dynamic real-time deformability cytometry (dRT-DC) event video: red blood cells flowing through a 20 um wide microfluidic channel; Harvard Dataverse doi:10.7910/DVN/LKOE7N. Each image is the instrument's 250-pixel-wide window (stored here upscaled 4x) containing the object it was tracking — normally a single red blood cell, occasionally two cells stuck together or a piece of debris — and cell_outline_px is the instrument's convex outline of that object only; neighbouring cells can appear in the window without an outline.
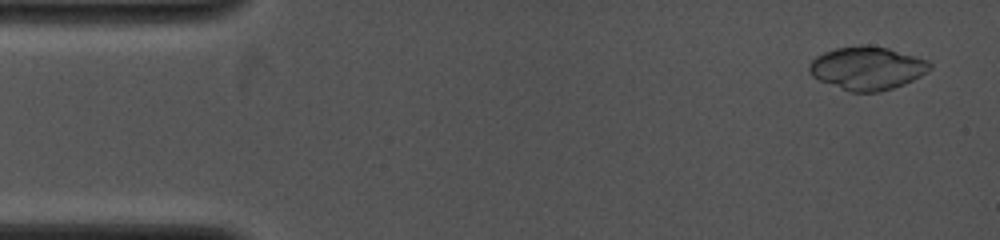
{"species": "common noctule bat (a hibernating species)", "species_latin": "Nyctalus noctula", "temperature_condition": "cold", "stored_images_in_passage": 13, "camera_frame_rate_fps": 4000, "um_per_image_px": 0.085, "animal": {"sex": "female", "body_mass_g": 19.0, "forearm_length_mm": 53.3}, "frame": {"image": 1, "passage_image": 2, "time_ms": 0.5, "image_size_px": [1000, 240], "cell_outline_px": [[932, 68], [928, 72], [904, 84], [880, 92], [848, 92], [820, 80], [812, 76], [808, 72], [808, 64], [816, 56], [824, 52], [836, 48], [860, 44], [868, 44], [888, 48], [916, 56], [928, 60], [932, 64]], "centroid_in_image_um": [73.71, 5.79], "position_along_channel_um": 11.3, "area_um2": 30.69}}
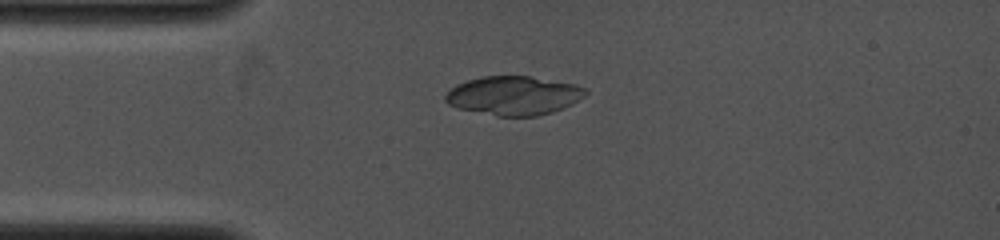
{"frame": {"image": 2, "passage_image": 11, "time_ms": 3.25, "image_size_px": [1000, 240], "cell_outline_px": [[588, 92], [584, 96], [572, 104], [552, 112], [536, 116], [496, 116], [460, 108], [448, 104], [444, 100], [444, 96], [456, 84], [480, 76], [528, 76], [576, 84], [588, 88]], "centroid_in_image_um": [43.68, 8.12], "position_along_channel_um": 41.3, "area_um2": 31.73}}